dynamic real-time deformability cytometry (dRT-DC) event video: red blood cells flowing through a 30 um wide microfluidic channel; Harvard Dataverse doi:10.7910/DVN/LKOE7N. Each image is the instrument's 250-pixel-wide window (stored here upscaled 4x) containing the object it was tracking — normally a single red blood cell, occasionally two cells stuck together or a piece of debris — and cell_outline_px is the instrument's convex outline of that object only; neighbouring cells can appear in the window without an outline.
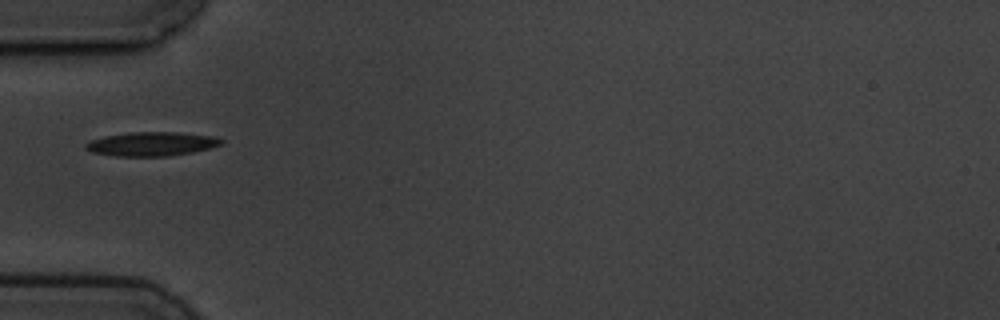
{"species": "common noctule bat (a hibernating species)", "species_latin": "Nyctalus noctula", "temperature_condition": "cold", "stored_images_in_passage": 5, "camera_frame_rate_fps": 3000, "um_per_image_px": 0.085, "animal": {"sex": "male", "body_mass_g": 19.5, "forearm_length_mm": 54.6}, "frame": {"image": 1, "passage_image": 1, "time_ms": 0.0, "image_size_px": [1000, 320], "cell_outline_px": [[224, 140], [220, 144], [208, 148], [192, 152], [168, 156], [116, 156], [92, 152], [84, 148], [84, 144], [92, 140], [104, 136], [128, 132], [176, 132], [216, 136]], "centroid_in_image_um": [12.87, 12.23], "position_along_channel_um": 72.1, "area_um2": 18.9}}
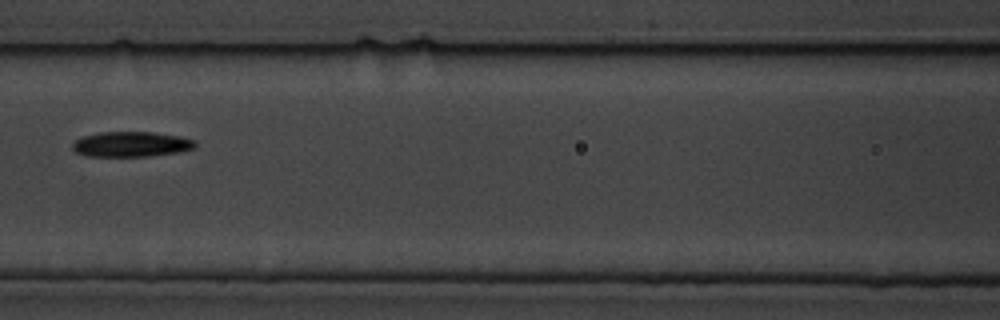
{"frame": {"image": 2, "passage_image": 3, "time_ms": 2.333, "image_size_px": [1000, 320], "cell_outline_px": [[196, 148], [180, 152], [148, 156], [88, 156], [76, 152], [72, 148], [72, 144], [76, 140], [84, 136], [100, 132], [152, 132], [180, 136], [196, 140]], "centroid_in_image_um": [11.2, 12.26], "position_along_channel_um": 155.4, "area_um2": 18.03}}
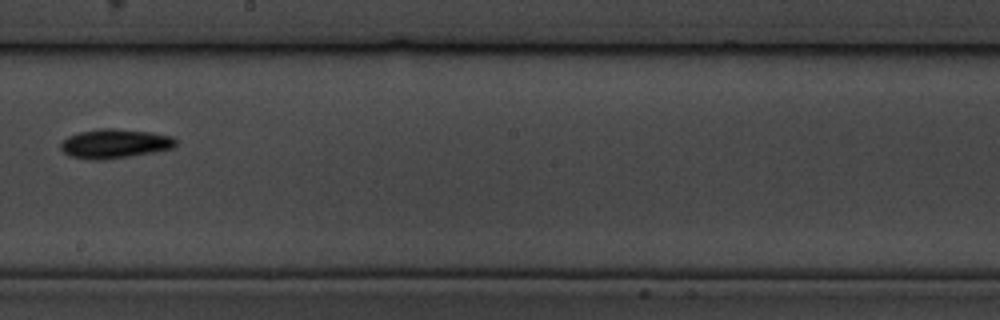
{"frame": {"image": 3, "passage_image": 5, "time_ms": 4.667, "image_size_px": [1000, 320], "cell_outline_px": [[180, 140], [172, 148], [156, 152], [132, 156], [100, 160], [96, 160], [68, 156], [60, 148], [60, 144], [68, 136], [80, 132], [100, 128], [112, 128], [152, 132], [172, 136]], "centroid_in_image_um": [9.79, 12.21], "position_along_channel_um": 238.4, "area_um2": 19.77}}